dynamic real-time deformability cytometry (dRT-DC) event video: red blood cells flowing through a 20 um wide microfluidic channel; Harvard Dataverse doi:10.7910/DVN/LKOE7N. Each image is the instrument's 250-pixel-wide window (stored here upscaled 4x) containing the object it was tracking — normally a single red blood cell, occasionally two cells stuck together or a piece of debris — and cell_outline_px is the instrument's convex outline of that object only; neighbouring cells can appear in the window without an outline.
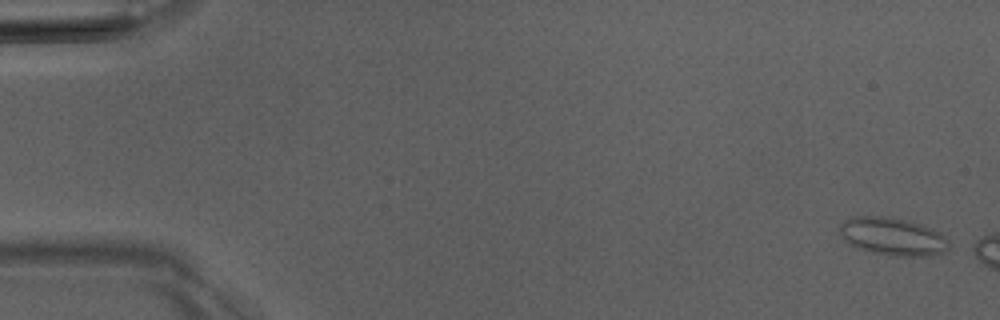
{"species": "Egyptian fruit bat (a non-hibernating species)", "species_latin": "Rousettus aegyptiacus", "temperature_condition": "room temperature", "stored_images_in_passage": 3, "camera_frame_rate_fps": 3000, "um_per_image_px": 0.085, "animal": {"sex": "male"}, "frame": {"image": 1, "passage_image": 1, "time_ms": 0.0, "image_size_px": [1000, 320], "cell_outline_px": [[948, 248], [944, 252], [928, 256], [892, 256], [872, 252], [848, 244], [844, 240], [840, 232], [840, 224], [848, 216], [892, 216], [924, 224], [940, 232], [948, 240]], "centroid_in_image_um": [75.87, 20.08], "position_along_channel_um": 9.1, "area_um2": 24.45}}